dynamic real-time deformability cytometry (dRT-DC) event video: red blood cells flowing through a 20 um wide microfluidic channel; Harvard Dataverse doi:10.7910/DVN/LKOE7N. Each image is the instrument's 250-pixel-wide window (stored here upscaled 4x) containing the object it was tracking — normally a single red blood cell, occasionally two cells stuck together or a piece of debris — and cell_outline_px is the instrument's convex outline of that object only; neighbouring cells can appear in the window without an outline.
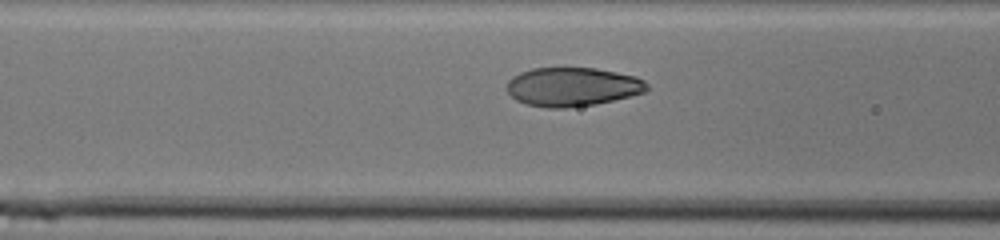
{"species": "human", "species_latin": "Homo sapiens", "temperature_condition": "cold", "stored_images_in_passage": 9, "camera_frame_rate_fps": 3000, "um_per_image_px": 0.085, "donor": {"sex": "male"}, "frame": {"image": 1, "passage_image": 7, "time_ms": 2.0, "image_size_px": [1000, 240], "cell_outline_px": [[648, 88], [644, 92], [596, 104], [564, 108], [548, 108], [528, 104], [516, 100], [504, 88], [508, 80], [512, 76], [520, 72], [532, 68], [596, 68], [636, 76], [644, 80], [648, 84]], "centroid_in_image_um": [48.62, 7.37], "position_along_channel_um": 118.0, "area_um2": 31.73}}